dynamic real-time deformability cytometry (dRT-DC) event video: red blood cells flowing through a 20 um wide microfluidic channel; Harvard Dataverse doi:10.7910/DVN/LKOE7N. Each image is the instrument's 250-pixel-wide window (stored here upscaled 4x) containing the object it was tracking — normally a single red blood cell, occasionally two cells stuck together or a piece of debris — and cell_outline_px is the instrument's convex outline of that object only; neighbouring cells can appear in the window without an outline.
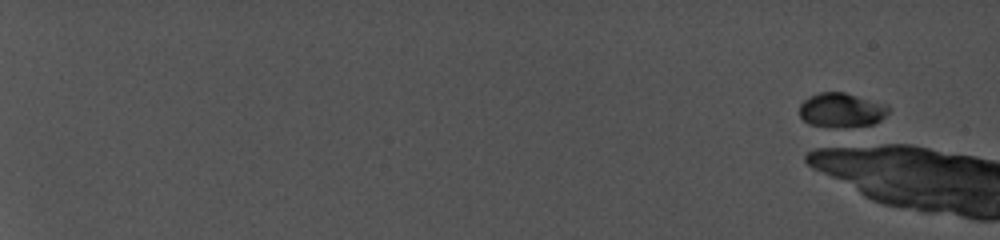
{"species": "common noctule bat (a hibernating species)", "species_latin": "Nyctalus noctula", "temperature_condition": "cold", "stored_images_in_passage": 2, "camera_frame_rate_fps": 5000, "um_per_image_px": 0.085, "animal": {"sex": "female", "body_mass_g": 19.0, "forearm_length_mm": 56.7}, "frame": {"image": 1, "passage_image": 1, "time_ms": 0.0, "image_size_px": [1000, 240], "cell_outline_px": [[888, 112], [880, 120], [872, 124], [808, 124], [800, 116], [800, 104], [808, 96], [820, 92], [844, 92], [888, 104]], "centroid_in_image_um": [71.52, 9.28], "position_along_channel_um": 13.5, "area_um2": 16.99}}